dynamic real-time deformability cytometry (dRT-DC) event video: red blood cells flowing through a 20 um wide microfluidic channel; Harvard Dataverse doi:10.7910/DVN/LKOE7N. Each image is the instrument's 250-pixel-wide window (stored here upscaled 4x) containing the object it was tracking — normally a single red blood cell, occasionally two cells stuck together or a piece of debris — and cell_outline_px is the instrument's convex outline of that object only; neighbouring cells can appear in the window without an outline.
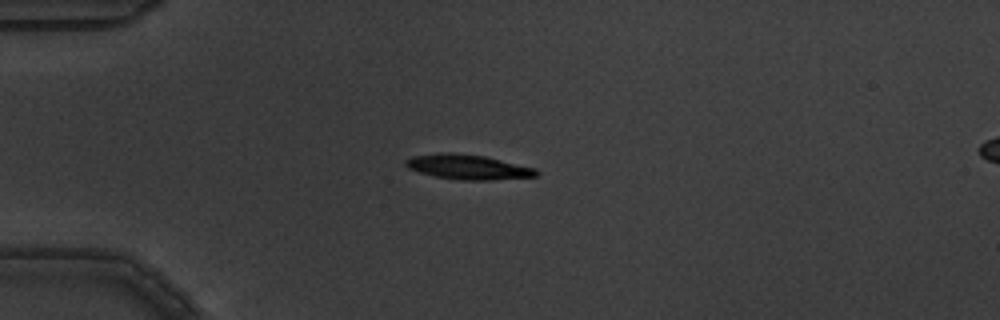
{"species": "common noctule bat (a hibernating species)", "species_latin": "Nyctalus noctula", "temperature_condition": "warm", "stored_images_in_passage": 7, "camera_frame_rate_fps": 3000, "um_per_image_px": 0.085, "animal": {"sex": "male", "body_mass_g": 19.5, "forearm_length_mm": 54.6}, "frame": {"image": 1, "passage_image": 2, "time_ms": 0.333, "image_size_px": [1000, 320], "cell_outline_px": [[540, 172], [536, 176], [492, 180], [460, 180], [436, 176], [420, 172], [408, 168], [404, 164], [404, 160], [412, 156], [440, 152], [452, 152], [484, 156], [536, 168]], "centroid_in_image_um": [39.76, 14.18], "position_along_channel_um": 45.2, "area_um2": 18.9}}
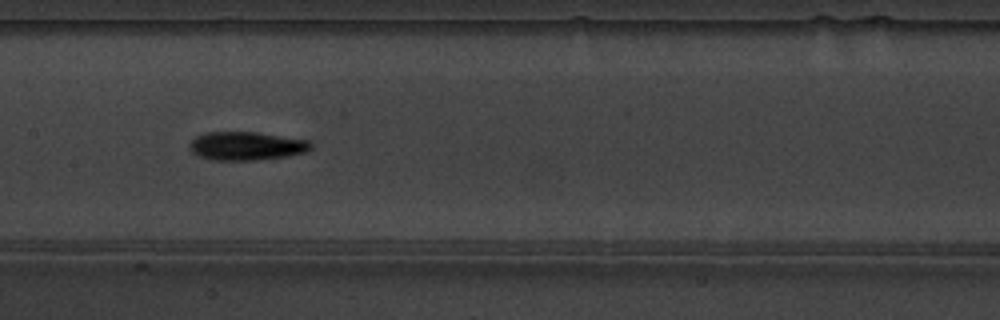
{"frame": {"image": 2, "passage_image": 6, "time_ms": 1.667, "image_size_px": [1000, 320], "cell_outline_px": [[312, 148], [308, 152], [288, 156], [256, 160], [212, 160], [196, 156], [188, 148], [188, 144], [196, 136], [204, 132], [256, 132], [312, 140]], "centroid_in_image_um": [20.96, 12.41], "position_along_channel_um": 186.4, "area_um2": 20.58}}
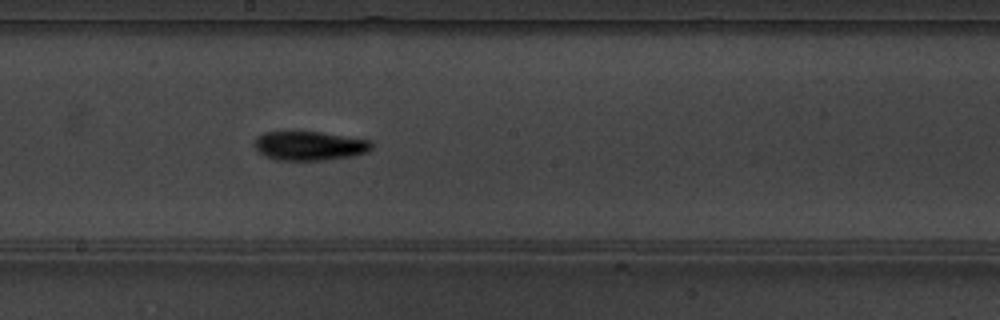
{"frame": {"image": 3, "passage_image": 7, "time_ms": 2.0, "image_size_px": [1000, 320], "cell_outline_px": [[372, 148], [368, 152], [352, 156], [324, 160], [276, 160], [264, 156], [252, 144], [256, 136], [264, 132], [320, 132], [372, 140]], "centroid_in_image_um": [26.3, 12.39], "position_along_channel_um": 221.9, "area_um2": 20.0}}